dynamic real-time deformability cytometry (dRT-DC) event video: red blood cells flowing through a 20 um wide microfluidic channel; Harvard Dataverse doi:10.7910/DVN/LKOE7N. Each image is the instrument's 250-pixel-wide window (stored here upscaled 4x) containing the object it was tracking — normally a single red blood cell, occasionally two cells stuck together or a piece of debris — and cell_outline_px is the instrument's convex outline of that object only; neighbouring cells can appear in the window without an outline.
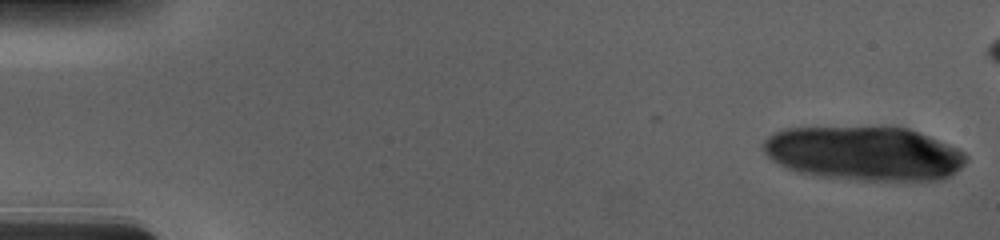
{"species": "human", "species_latin": "Homo sapiens", "temperature_condition": "cold", "stored_images_in_passage": 17, "camera_frame_rate_fps": 3000, "um_per_image_px": 0.085, "donor": {"sex": "male"}, "frame": {"image": 1, "passage_image": 1, "time_ms": 0.0, "image_size_px": [1000, 240], "cell_outline_px": [[968, 160], [956, 172], [944, 180], [904, 184], [860, 180], [820, 176], [796, 172], [772, 160], [764, 152], [760, 144], [768, 136], [784, 128], [884, 124], [908, 128], [928, 136], [956, 148], [964, 152], [968, 156]], "centroid_in_image_um": [73.5, 13.04], "position_along_channel_um": 11.5, "area_um2": 66.64}}